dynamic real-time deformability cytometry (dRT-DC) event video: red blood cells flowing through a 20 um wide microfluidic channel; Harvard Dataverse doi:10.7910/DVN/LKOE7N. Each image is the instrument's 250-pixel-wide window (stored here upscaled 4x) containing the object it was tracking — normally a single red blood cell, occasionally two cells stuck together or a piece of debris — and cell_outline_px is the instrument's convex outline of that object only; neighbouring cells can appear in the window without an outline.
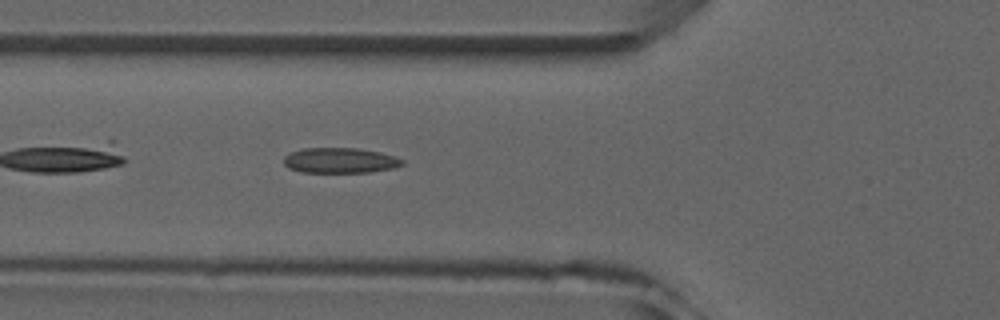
{"species": "common noctule bat (a hibernating species)", "species_latin": "Nyctalus noctula", "temperature_condition": "room temperature", "stored_images_in_passage": 4, "camera_frame_rate_fps": 3000, "um_per_image_px": 0.085, "animal": {"sex": "male", "forearm_length_mm": 52.5}, "frame": {"image": 1, "passage_image": 4, "time_ms": 3.667, "image_size_px": [1000, 320], "cell_outline_px": [[404, 164], [392, 168], [368, 172], [300, 172], [288, 168], [284, 164], [284, 156], [292, 152], [304, 148], [356, 148], [380, 152], [396, 156], [404, 160]], "centroid_in_image_um": [28.91, 13.63], "position_along_channel_um": 96.9, "area_um2": 17.46}}